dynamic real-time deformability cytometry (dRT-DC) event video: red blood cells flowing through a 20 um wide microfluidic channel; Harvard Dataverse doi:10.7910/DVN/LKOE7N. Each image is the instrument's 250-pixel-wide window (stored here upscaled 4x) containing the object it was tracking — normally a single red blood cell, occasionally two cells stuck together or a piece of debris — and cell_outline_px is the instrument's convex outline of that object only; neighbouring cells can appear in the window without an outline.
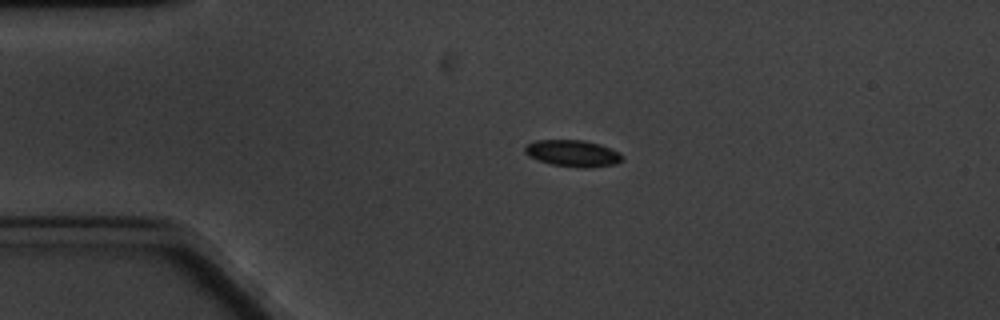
{"species": "common noctule bat (a hibernating species)", "species_latin": "Nyctalus noctula", "temperature_condition": "cold", "stored_images_in_passage": 5, "camera_frame_rate_fps": 3000, "um_per_image_px": 0.085, "animal": {"sex": "male", "body_mass_g": 20.1, "forearm_length_mm": 53.5}, "frame": {"image": 1, "passage_image": 4, "time_ms": 4.333, "image_size_px": [1000, 320], "cell_outline_px": [[624, 160], [616, 164], [588, 168], [580, 168], [552, 164], [528, 156], [524, 152], [524, 148], [528, 144], [536, 140], [584, 140], [600, 144], [620, 152], [624, 156]], "centroid_in_image_um": [48.74, 13.03], "position_along_channel_um": 36.3, "area_um2": 15.2}}